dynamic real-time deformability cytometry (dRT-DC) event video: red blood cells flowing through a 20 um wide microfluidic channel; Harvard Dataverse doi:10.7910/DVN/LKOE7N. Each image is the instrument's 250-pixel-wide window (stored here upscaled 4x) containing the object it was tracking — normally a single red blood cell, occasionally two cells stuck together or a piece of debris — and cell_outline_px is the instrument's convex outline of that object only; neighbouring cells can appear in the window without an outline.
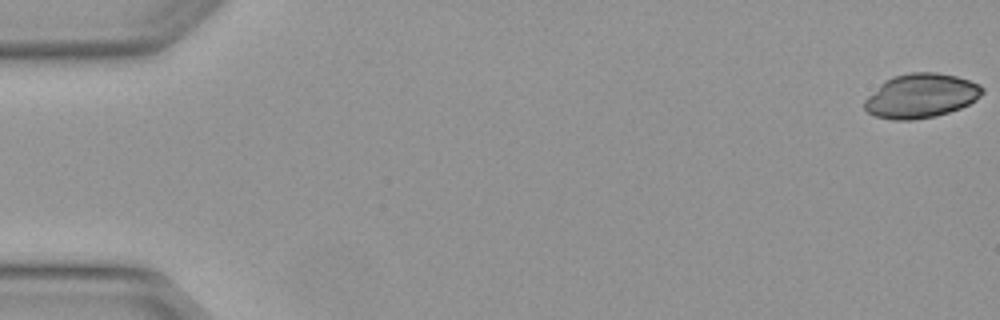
{"species": "Egyptian fruit bat (a non-hibernating species)", "species_latin": "Rousettus aegyptiacus", "temperature_condition": "warm", "stored_images_in_passage": 2, "camera_frame_rate_fps": 3000, "um_per_image_px": 0.085, "animal": {"sex": "female"}, "frame": {"image": 1, "passage_image": 2, "time_ms": 0.333, "image_size_px": [1000, 320], "cell_outline_px": [[984, 92], [976, 100], [960, 108], [936, 116], [912, 120], [892, 120], [876, 116], [868, 112], [864, 108], [864, 100], [884, 80], [892, 76], [908, 72], [936, 72], [956, 76], [980, 84], [984, 88]], "centroid_in_image_um": [78.28, 8.13], "position_along_channel_um": 6.7, "area_um2": 30.52}}